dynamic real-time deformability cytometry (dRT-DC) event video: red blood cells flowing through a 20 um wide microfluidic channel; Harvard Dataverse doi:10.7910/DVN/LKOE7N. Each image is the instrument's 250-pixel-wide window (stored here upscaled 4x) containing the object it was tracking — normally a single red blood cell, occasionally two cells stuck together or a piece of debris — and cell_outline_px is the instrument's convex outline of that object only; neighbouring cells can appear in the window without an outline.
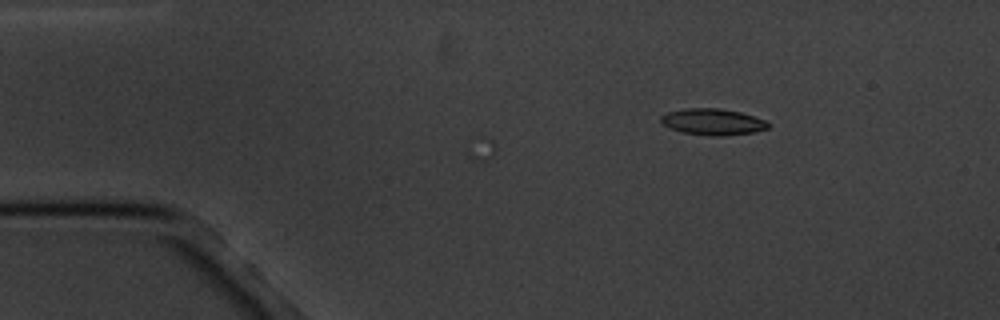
{"species": "common noctule bat (a hibernating species)", "species_latin": "Nyctalus noctula", "temperature_condition": "cold", "stored_images_in_passage": 10, "camera_frame_rate_fps": 3000, "um_per_image_px": 0.085, "animal": {"sex": "male", "body_mass_g": 20.1, "forearm_length_mm": 53.5}, "frame": {"image": 1, "passage_image": 3, "time_ms": 2.333, "image_size_px": [1000, 320], "cell_outline_px": [[768, 128], [756, 132], [724, 136], [712, 136], [684, 132], [672, 128], [664, 124], [660, 120], [660, 116], [668, 112], [684, 108], [720, 108], [740, 112], [764, 120], [768, 124]], "centroid_in_image_um": [60.59, 10.35], "position_along_channel_um": 24.4, "area_um2": 16.3}}
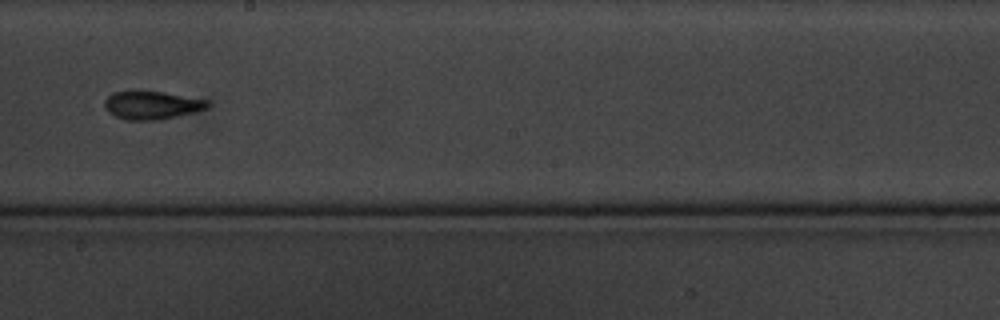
{"frame": {"image": 2, "passage_image": 8, "time_ms": 10.333, "image_size_px": [1000, 320], "cell_outline_px": [[208, 108], [176, 116], [156, 120], [128, 120], [116, 116], [108, 112], [104, 104], [104, 100], [112, 92], [164, 92], [208, 100]], "centroid_in_image_um": [12.89, 8.94], "position_along_channel_um": 235.3, "area_um2": 16.53}}
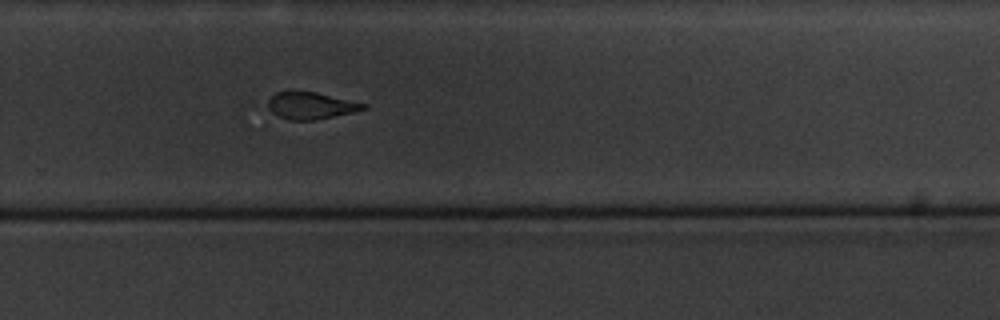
{"frame": {"image": 3, "passage_image": 10, "time_ms": 12.333, "image_size_px": [1000, 320], "cell_outline_px": [[368, 108], [356, 112], [316, 120], [272, 120], [268, 108], [268, 100], [276, 92], [316, 92], [368, 104]], "centroid_in_image_um": [26.37, 9.02], "position_along_channel_um": 303.4, "area_um2": 15.55}}